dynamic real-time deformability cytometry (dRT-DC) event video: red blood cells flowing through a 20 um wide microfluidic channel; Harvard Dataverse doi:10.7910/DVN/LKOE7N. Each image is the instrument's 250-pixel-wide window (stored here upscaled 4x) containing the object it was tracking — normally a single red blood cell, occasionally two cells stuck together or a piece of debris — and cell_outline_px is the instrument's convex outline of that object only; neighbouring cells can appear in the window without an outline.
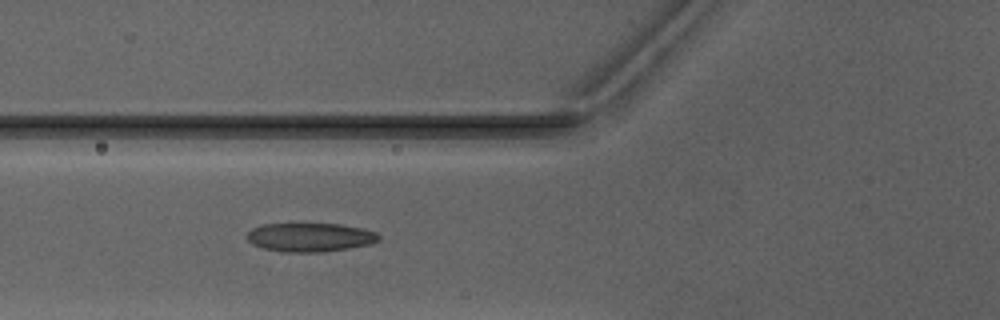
{"species": "Egyptian fruit bat (a non-hibernating species)", "species_latin": "Rousettus aegyptiacus", "temperature_condition": "warm", "stored_images_in_passage": 7, "camera_frame_rate_fps": 3000, "um_per_image_px": 0.085, "animal": {"sex": "male"}, "frame": {"image": 1, "passage_image": 7, "time_ms": 7.0, "image_size_px": [1000, 320], "cell_outline_px": [[380, 240], [372, 244], [348, 248], [320, 252], [284, 252], [264, 248], [252, 244], [248, 240], [248, 232], [252, 228], [264, 224], [340, 224], [364, 228], [376, 232], [380, 236]], "centroid_in_image_um": [26.4, 20.17], "position_along_channel_um": 99.4, "area_um2": 22.08}}